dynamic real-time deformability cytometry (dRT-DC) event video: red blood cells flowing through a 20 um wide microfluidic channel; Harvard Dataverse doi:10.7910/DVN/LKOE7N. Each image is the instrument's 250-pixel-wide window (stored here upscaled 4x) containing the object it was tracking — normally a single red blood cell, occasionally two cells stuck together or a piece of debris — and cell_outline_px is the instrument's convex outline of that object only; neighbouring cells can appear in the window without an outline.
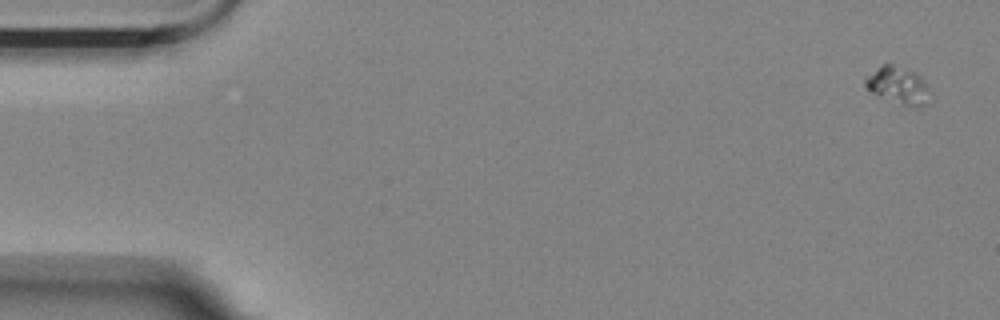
{"species": "Egyptian fruit bat (a non-hibernating species)", "species_latin": "Rousettus aegyptiacus", "temperature_condition": "room temperature", "stored_images_in_passage": 11, "camera_frame_rate_fps": 3000, "um_per_image_px": 0.085, "animal": {"sex": "female"}, "frame": {"image": 1, "passage_image": 1, "time_ms": 0.0, "image_size_px": [1000, 320], "cell_outline_px": [[928, 88], [920, 104], [916, 108], [900, 104], [880, 96], [872, 92], [864, 84], [864, 76], [880, 64], [892, 64], [916, 72], [920, 76]], "centroid_in_image_um": [76.21, 7.19], "position_along_channel_um": 8.8, "area_um2": 13.53}}
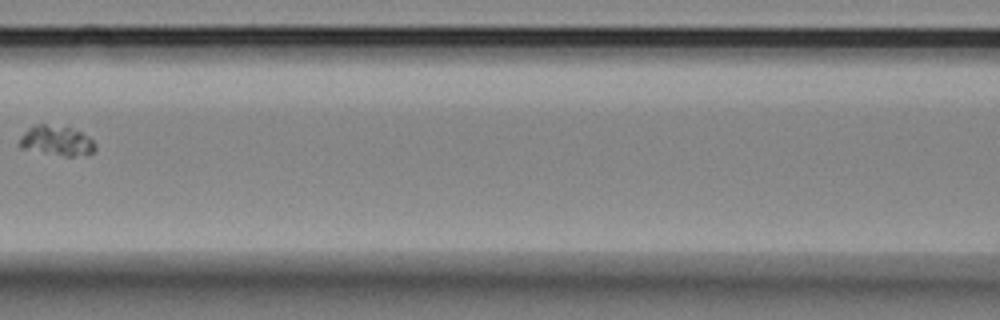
{"frame": {"image": 2, "passage_image": 7, "time_ms": 2.0, "image_size_px": [1000, 320], "cell_outline_px": [[96, 148], [92, 152], [72, 156], [68, 156], [20, 148], [20, 140], [24, 132], [32, 124], [68, 124], [88, 136], [96, 144]], "centroid_in_image_um": [4.83, 11.89], "position_along_channel_um": 161.8, "area_um2": 13.35}}
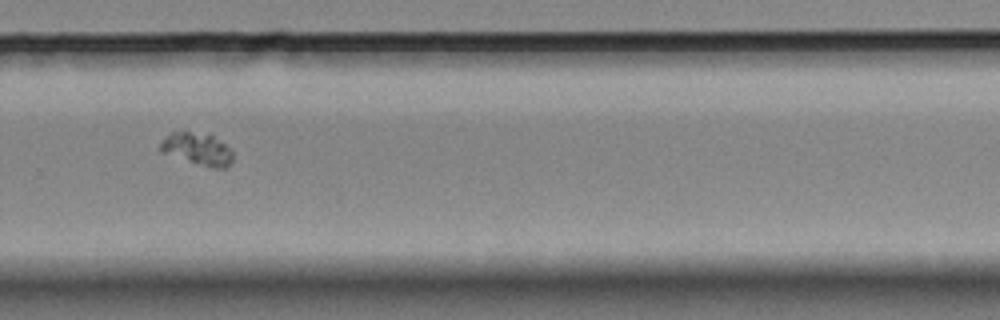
{"frame": {"image": 3, "passage_image": 11, "time_ms": 3.333, "image_size_px": [1000, 320], "cell_outline_px": [[232, 164], [228, 168], [212, 168], [160, 152], [160, 144], [172, 132], [184, 128], [212, 136], [224, 144], [232, 152]], "centroid_in_image_um": [16.77, 12.64], "position_along_channel_um": 313.0, "area_um2": 13.7}}